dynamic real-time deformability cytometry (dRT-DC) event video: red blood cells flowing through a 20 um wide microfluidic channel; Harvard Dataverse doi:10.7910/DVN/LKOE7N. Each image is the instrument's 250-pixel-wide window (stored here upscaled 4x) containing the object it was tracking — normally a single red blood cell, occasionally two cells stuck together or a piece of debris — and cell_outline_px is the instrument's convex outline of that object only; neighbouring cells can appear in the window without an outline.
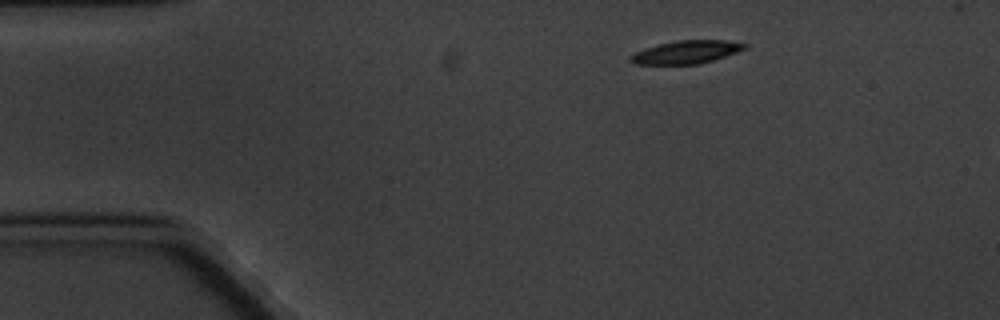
{"species": "common noctule bat (a hibernating species)", "species_latin": "Nyctalus noctula", "temperature_condition": "cold", "stored_images_in_passage": 2, "camera_frame_rate_fps": 3000, "um_per_image_px": 0.085, "animal": {"sex": "male", "body_mass_g": 20.1, "forearm_length_mm": 53.5}, "frame": {"image": 1, "passage_image": 2, "time_ms": 1.333, "image_size_px": [1000, 320], "cell_outline_px": [[748, 48], [712, 60], [696, 64], [632, 64], [628, 60], [628, 56], [644, 48], [676, 40], [724, 40], [748, 44]], "centroid_in_image_um": [58.29, 4.42], "position_along_channel_um": 26.7, "area_um2": 15.26}}